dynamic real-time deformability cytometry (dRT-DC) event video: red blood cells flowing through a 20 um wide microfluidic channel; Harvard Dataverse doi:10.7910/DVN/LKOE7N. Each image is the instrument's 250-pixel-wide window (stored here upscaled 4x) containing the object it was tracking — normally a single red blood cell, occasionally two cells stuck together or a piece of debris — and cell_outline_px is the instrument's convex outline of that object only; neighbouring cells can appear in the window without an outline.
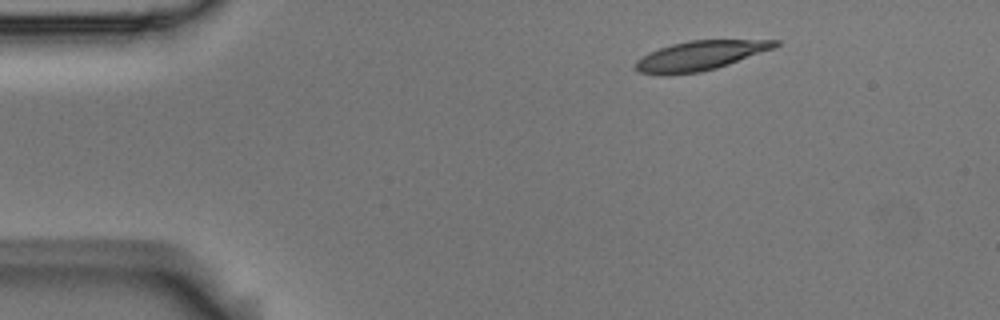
{"species": "Egyptian fruit bat (a non-hibernating species)", "species_latin": "Rousettus aegyptiacus", "temperature_condition": "room temperature", "stored_images_in_passage": 1, "camera_frame_rate_fps": 3000, "um_per_image_px": 0.085, "animal": {"sex": "male"}, "frame": {"image": 1, "passage_image": 1, "time_ms": 0.0, "image_size_px": [1000, 320], "cell_outline_px": [[780, 44], [776, 48], [716, 68], [700, 72], [668, 76], [664, 76], [640, 72], [632, 68], [636, 60], [648, 52], [672, 44], [688, 40], [780, 40]], "centroid_in_image_um": [59.47, 4.74], "position_along_channel_um": 25.5, "area_um2": 24.28}}